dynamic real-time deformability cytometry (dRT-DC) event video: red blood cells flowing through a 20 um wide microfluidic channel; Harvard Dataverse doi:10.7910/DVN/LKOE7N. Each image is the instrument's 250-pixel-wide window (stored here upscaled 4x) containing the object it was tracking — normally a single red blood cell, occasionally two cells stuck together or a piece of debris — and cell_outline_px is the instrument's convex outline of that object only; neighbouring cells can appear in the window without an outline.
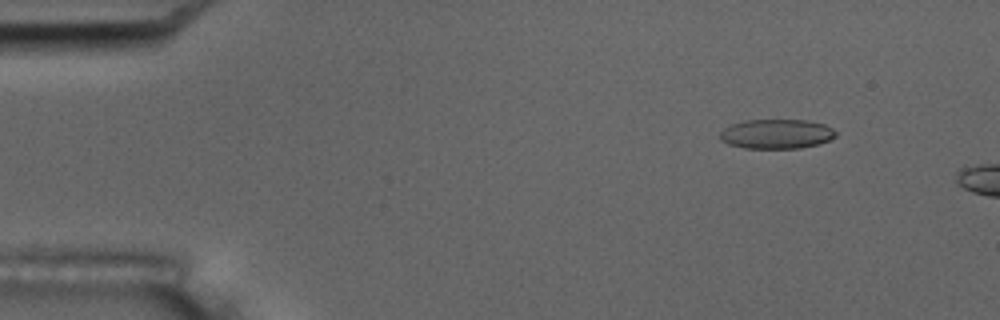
{"species": "common noctule bat (a hibernating species)", "species_latin": "Nyctalus noctula", "temperature_condition": "room temperature", "stored_images_in_passage": 4, "camera_frame_rate_fps": 3000, "um_per_image_px": 0.085, "animal": {"sex": "male", "body_mass_g": 17.5, "forearm_length_mm": 52.3}, "frame": {"image": 1, "passage_image": 2, "time_ms": 1.333, "image_size_px": [1000, 320], "cell_outline_px": [[836, 136], [820, 144], [800, 148], [744, 148], [728, 144], [720, 140], [720, 132], [724, 128], [732, 124], [744, 120], [808, 120], [824, 124], [832, 128], [836, 132]], "centroid_in_image_um": [66.0, 11.38], "position_along_channel_um": 19.0, "area_um2": 20.0}}